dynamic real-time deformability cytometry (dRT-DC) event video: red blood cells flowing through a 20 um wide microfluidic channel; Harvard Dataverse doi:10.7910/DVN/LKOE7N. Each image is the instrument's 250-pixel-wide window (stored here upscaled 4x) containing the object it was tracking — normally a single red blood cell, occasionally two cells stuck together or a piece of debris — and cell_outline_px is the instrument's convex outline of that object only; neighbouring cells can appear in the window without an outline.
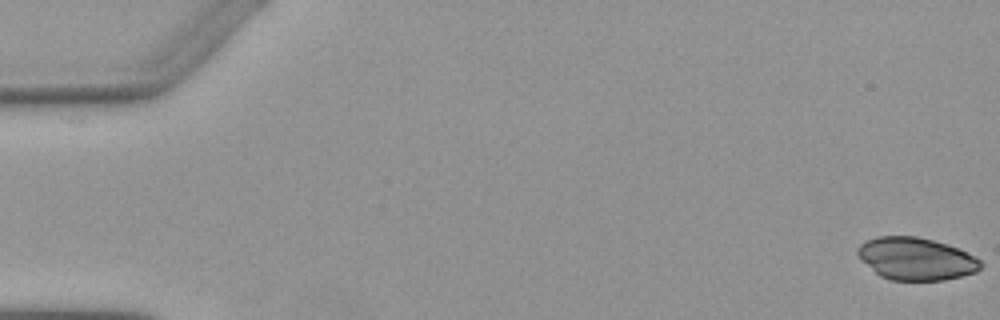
{"species": "Egyptian fruit bat (a non-hibernating species)", "species_latin": "Rousettus aegyptiacus", "temperature_condition": "warm", "stored_images_in_passage": 6, "camera_frame_rate_fps": 3000, "um_per_image_px": 0.085, "animal": {"sex": "female"}, "frame": {"image": 1, "passage_image": 1, "time_ms": 0.0, "image_size_px": [1000, 320], "cell_outline_px": [[984, 264], [976, 272], [944, 280], [892, 280], [880, 276], [860, 260], [856, 252], [856, 248], [860, 244], [876, 236], [916, 236], [932, 240], [960, 248], [976, 256]], "centroid_in_image_um": [77.86, 21.99], "position_along_channel_um": 7.1, "area_um2": 30.63}}
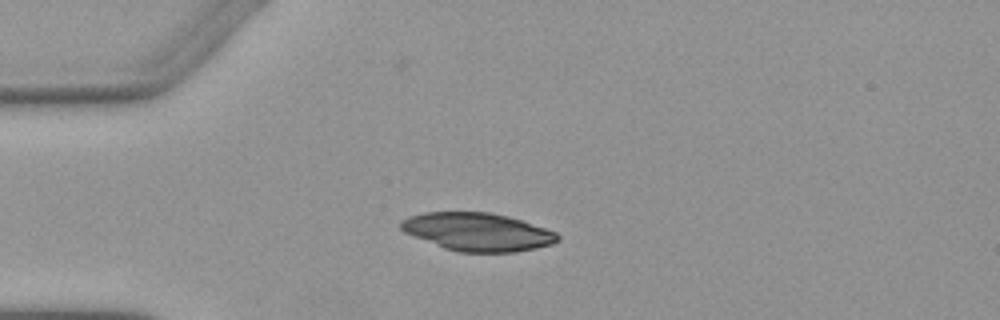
{"frame": {"image": 2, "passage_image": 4, "time_ms": 4.333, "image_size_px": [1000, 320], "cell_outline_px": [[560, 240], [552, 244], [536, 248], [516, 252], [456, 252], [444, 248], [412, 236], [404, 232], [400, 228], [400, 220], [408, 216], [424, 212], [488, 212], [508, 216], [556, 232], [560, 236]], "centroid_in_image_um": [40.56, 19.71], "position_along_channel_um": 44.4, "area_um2": 34.85}}